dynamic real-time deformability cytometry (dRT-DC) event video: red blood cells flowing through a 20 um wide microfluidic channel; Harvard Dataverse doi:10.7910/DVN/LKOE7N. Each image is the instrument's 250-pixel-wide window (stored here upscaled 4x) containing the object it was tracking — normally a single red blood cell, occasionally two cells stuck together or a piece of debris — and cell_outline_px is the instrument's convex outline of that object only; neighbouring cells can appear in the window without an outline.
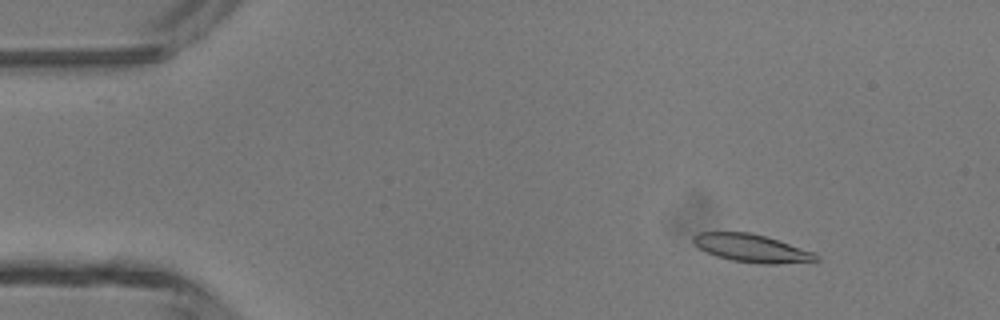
{"species": "common noctule bat (a hibernating species)", "species_latin": "Nyctalus noctula", "temperature_condition": "room temperature", "stored_images_in_passage": 47, "camera_frame_rate_fps": 3000, "um_per_image_px": 0.085, "animal": {"sex": "male", "body_mass_g": 13.3}, "frame": {"image": 1, "passage_image": 6, "time_ms": 1.667, "image_size_px": [1000, 320], "cell_outline_px": [[820, 260], [776, 264], [760, 264], [732, 260], [716, 256], [700, 248], [692, 240], [692, 236], [700, 232], [748, 232], [764, 236], [816, 252], [820, 256]], "centroid_in_image_um": [63.93, 21.1], "position_along_channel_um": 21.1, "area_um2": 19.83}}
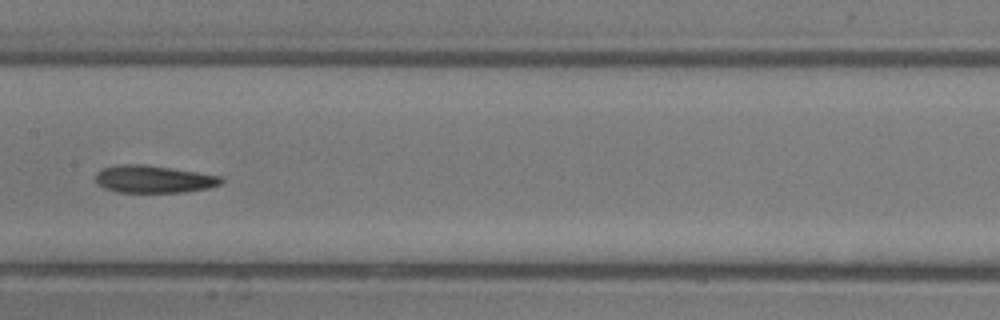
{"frame": {"image": 2, "passage_image": 24, "time_ms": 7.667, "image_size_px": [1000, 320], "cell_outline_px": [[224, 180], [220, 184], [208, 188], [184, 192], [116, 192], [104, 188], [96, 184], [96, 172], [100, 168], [116, 164], [140, 164], [196, 172], [220, 176]], "centroid_in_image_um": [12.99, 15.23], "position_along_channel_um": 194.4, "area_um2": 20.06}}
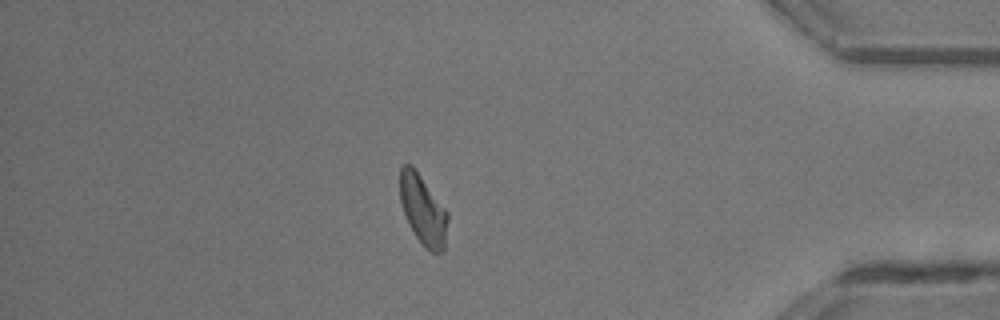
{"frame": {"image": 3, "passage_image": 41, "time_ms": 13.333, "image_size_px": [1000, 320], "cell_outline_px": [[448, 220], [444, 248], [440, 252], [432, 252], [424, 248], [416, 236], [404, 212], [400, 200], [400, 168], [404, 164], [412, 164], [448, 212]], "centroid_in_image_um": [35.96, 17.82], "position_along_channel_um": 399.2, "area_um2": 19.19}, "authors_computed_cell_mechanics": {"area_um2": 19.7676, "velocity_mm_per_s": 4.3292, "shape_relaxation_time_tau1_ms": 7.85, "shape_relaxation_time_tau2_ms": 3.7603, "deformation_change_tau1": 0.1919, "deformation_change_tau2": 0.1214}}